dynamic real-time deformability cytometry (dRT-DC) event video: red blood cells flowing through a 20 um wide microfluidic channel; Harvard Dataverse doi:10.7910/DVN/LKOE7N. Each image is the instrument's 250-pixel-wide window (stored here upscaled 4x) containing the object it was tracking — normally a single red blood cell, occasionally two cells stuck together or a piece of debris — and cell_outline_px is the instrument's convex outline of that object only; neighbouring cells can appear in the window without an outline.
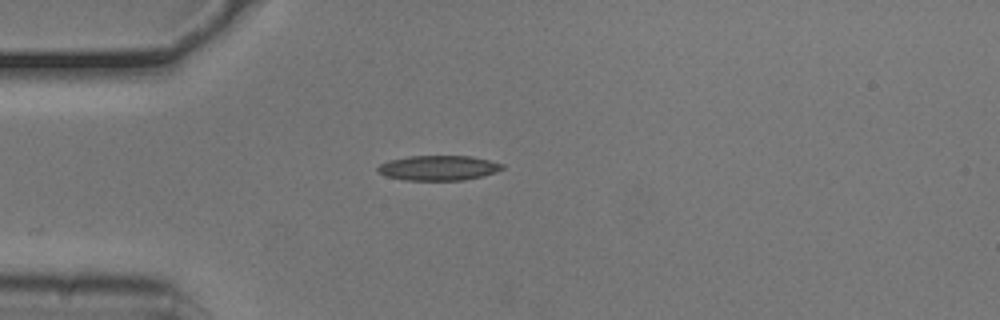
{"species": "common noctule bat (a hibernating species)", "species_latin": "Nyctalus noctula", "temperature_condition": "cold", "stored_images_in_passage": 40, "camera_frame_rate_fps": 3000, "um_per_image_px": 0.085, "animal": {"sex": "male", "body_mass_g": 20.5, "forearm_length_mm": 52.5}, "frame": {"image": 1, "passage_image": 1, "time_ms": 0.0, "image_size_px": [1000, 320], "cell_outline_px": [[504, 168], [496, 172], [464, 180], [404, 180], [384, 176], [376, 172], [376, 168], [380, 164], [388, 160], [408, 156], [472, 156], [504, 164]], "centroid_in_image_um": [37.21, 14.27], "position_along_channel_um": 47.8, "area_um2": 18.21}}
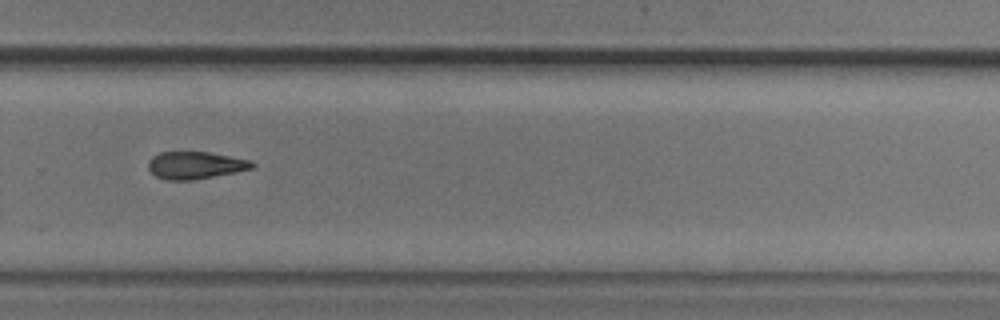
{"frame": {"image": 2, "passage_image": 23, "time_ms": 7.333, "image_size_px": [1000, 320], "cell_outline_px": [[256, 164], [252, 168], [236, 172], [192, 180], [168, 180], [156, 176], [148, 168], [148, 160], [152, 156], [160, 152], [208, 152], [252, 160]], "centroid_in_image_um": [16.61, 14.04], "position_along_channel_um": 313.2, "area_um2": 16.53}}
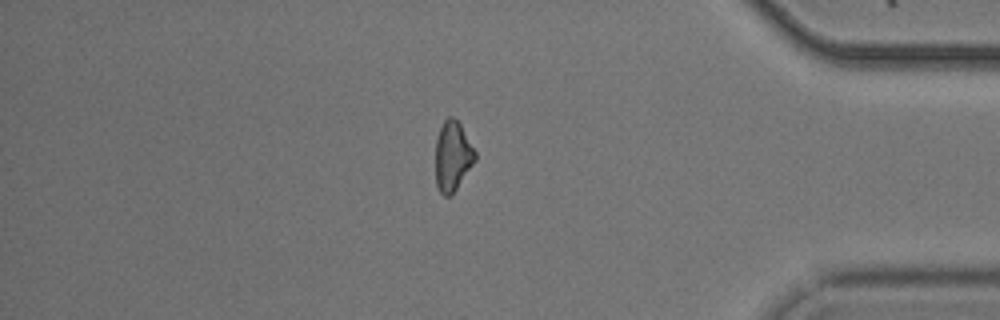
{"frame": {"image": 3, "passage_image": 32, "time_ms": 10.333, "image_size_px": [1000, 320], "cell_outline_px": [[476, 160], [456, 188], [448, 196], [444, 196], [440, 192], [436, 184], [436, 140], [440, 128], [444, 120], [448, 116], [452, 116], [460, 124], [476, 152]], "centroid_in_image_um": [38.47, 13.25], "position_along_channel_um": 396.7, "area_um2": 15.84}, "authors_computed_cell_mechanics": {"area_um2": 17.051, "velocity_mm_per_s": 3.7985, "shape_relaxation_time_tau1_ms": 11.1921, "shape_relaxation_time_tau2_ms": null, "deformation_change_tau1": 0.2291, "deformation_change_tau2": null}}